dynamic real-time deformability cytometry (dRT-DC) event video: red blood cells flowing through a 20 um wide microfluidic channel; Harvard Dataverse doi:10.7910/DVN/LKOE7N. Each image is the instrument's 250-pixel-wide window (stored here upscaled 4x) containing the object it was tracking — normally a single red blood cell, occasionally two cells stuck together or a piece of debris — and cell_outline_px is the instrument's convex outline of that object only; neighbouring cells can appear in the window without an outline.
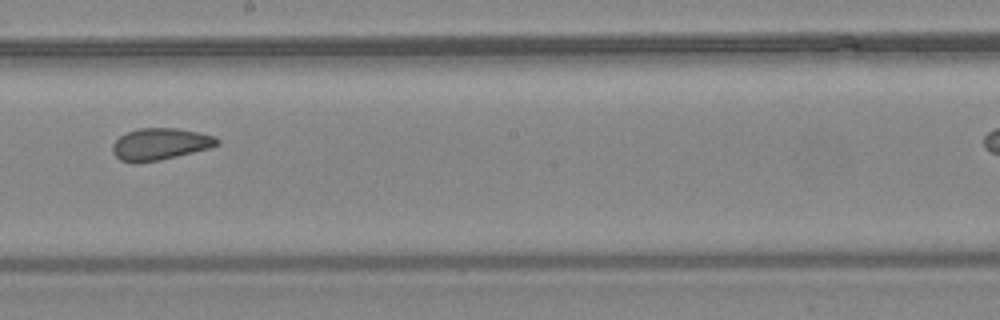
{"species": "common noctule bat (a hibernating species)", "species_latin": "Nyctalus noctula", "temperature_condition": "warm", "stored_images_in_passage": 12, "camera_frame_rate_fps": 3000, "um_per_image_px": 0.085, "animal": {"sex": "female", "body_mass_g": 24.6, "forearm_length_mm": 56.2}, "frame": {"image": 1, "passage_image": 7, "time_ms": 2.0, "image_size_px": [1000, 320], "cell_outline_px": [[220, 144], [212, 148], [160, 160], [136, 164], [132, 164], [120, 160], [112, 152], [112, 144], [120, 136], [128, 132], [140, 128], [180, 128], [212, 136], [220, 140]], "centroid_in_image_um": [13.6, 12.27], "position_along_channel_um": 234.6, "area_um2": 19.59}}
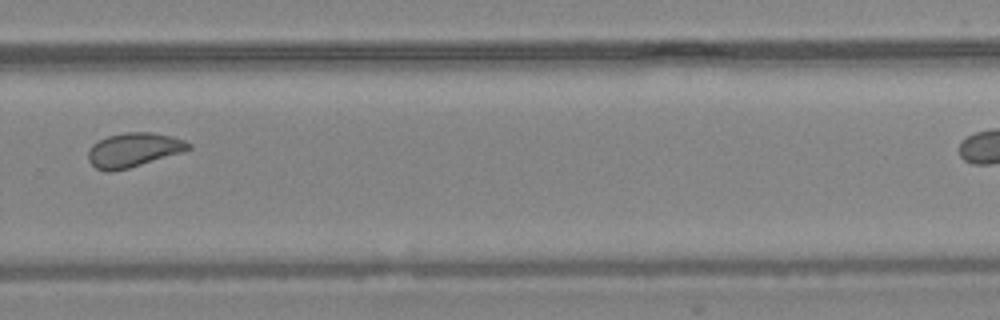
{"frame": {"image": 2, "passage_image": 9, "time_ms": 2.667, "image_size_px": [1000, 320], "cell_outline_px": [[192, 148], [180, 152], [128, 168], [112, 172], [108, 172], [96, 168], [88, 160], [88, 152], [92, 144], [108, 136], [124, 132], [152, 132], [172, 136], [184, 140], [192, 144]], "centroid_in_image_um": [11.33, 12.73], "position_along_channel_um": 318.5, "area_um2": 19.77}}
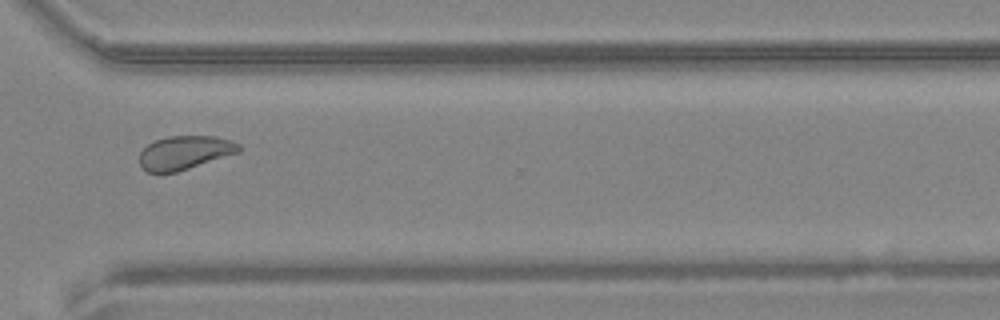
{"frame": {"image": 3, "passage_image": 10, "time_ms": 3.0, "image_size_px": [1000, 320], "cell_outline_px": [[240, 152], [176, 172], [148, 172], [140, 164], [140, 152], [148, 144], [156, 140], [168, 136], [216, 136], [232, 140], [240, 144]], "centroid_in_image_um": [15.73, 12.96], "position_along_channel_um": 354.9, "area_um2": 19.36}}